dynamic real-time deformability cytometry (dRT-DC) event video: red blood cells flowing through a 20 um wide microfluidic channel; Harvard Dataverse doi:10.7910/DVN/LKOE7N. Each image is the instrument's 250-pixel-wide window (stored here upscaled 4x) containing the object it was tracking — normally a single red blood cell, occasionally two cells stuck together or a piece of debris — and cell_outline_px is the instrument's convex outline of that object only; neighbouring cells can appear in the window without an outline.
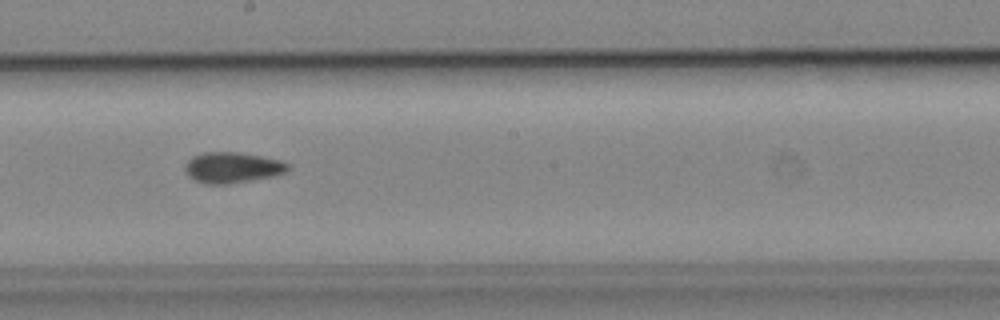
{"species": "common noctule bat (a hibernating species)", "species_latin": "Nyctalus noctula", "temperature_condition": "cold", "stored_images_in_passage": 8, "camera_frame_rate_fps": 3000, "um_per_image_px": 0.085, "animal": {"sex": "male", "body_mass_g": 19.2, "forearm_length_mm": 51.8}, "frame": {"image": 1, "passage_image": 7, "time_ms": 7.667, "image_size_px": [1000, 320], "cell_outline_px": [[288, 168], [284, 172], [272, 176], [228, 184], [204, 184], [188, 176], [184, 168], [184, 164], [192, 156], [204, 152], [240, 152], [280, 160], [288, 164]], "centroid_in_image_um": [19.68, 14.23], "position_along_channel_um": 228.5, "area_um2": 18.32}}
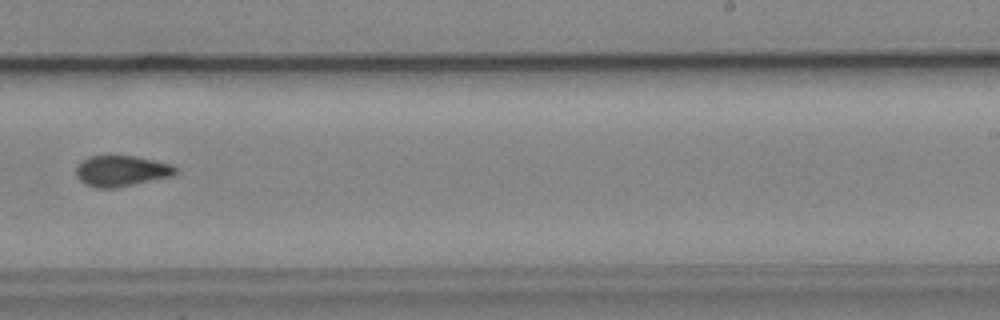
{"frame": {"image": 2, "passage_image": 8, "time_ms": 9.0, "image_size_px": [1000, 320], "cell_outline_px": [[180, 172], [172, 176], [112, 188], [96, 188], [84, 184], [76, 176], [76, 168], [88, 156], [108, 152], [136, 156], [172, 164]], "centroid_in_image_um": [10.3, 14.47], "position_along_channel_um": 278.7, "area_um2": 18.44}}